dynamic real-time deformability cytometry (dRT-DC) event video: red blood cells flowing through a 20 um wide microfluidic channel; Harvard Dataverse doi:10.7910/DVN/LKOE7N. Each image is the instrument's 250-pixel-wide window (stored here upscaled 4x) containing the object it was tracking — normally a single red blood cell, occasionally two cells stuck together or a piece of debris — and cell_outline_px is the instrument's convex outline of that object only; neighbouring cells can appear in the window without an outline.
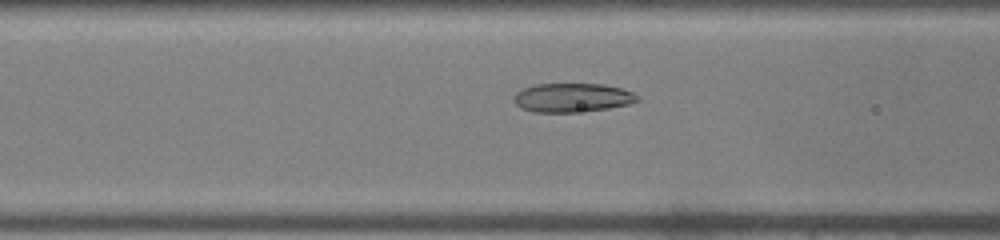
{"species": "common noctule bat (a hibernating species)", "species_latin": "Nyctalus noctula", "temperature_condition": "warm", "stored_images_in_passage": 31, "camera_frame_rate_fps": 3000, "um_per_image_px": 0.085, "animal": {"sex": "male", "body_mass_g": 19.0, "forearm_length_mm": 50.8}, "frame": {"image": 1, "passage_image": 5, "time_ms": 1.333, "image_size_px": [1000, 240], "cell_outline_px": [[640, 100], [628, 104], [608, 108], [572, 112], [536, 112], [520, 108], [512, 100], [512, 96], [516, 92], [524, 88], [536, 84], [604, 84], [620, 88], [632, 92], [640, 96]], "centroid_in_image_um": [48.62, 8.29], "position_along_channel_um": 118.0, "area_um2": 20.81}}
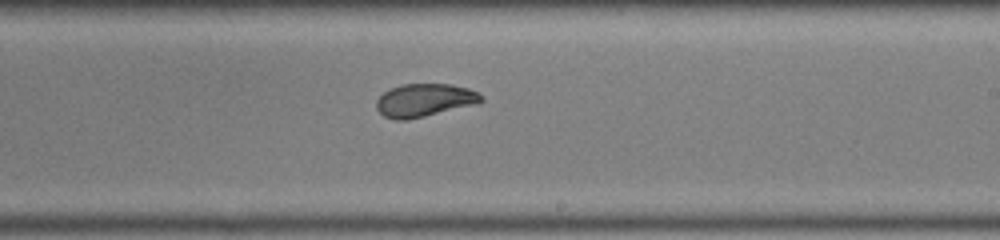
{"frame": {"image": 2, "passage_image": 15, "time_ms": 4.667, "image_size_px": [1000, 240], "cell_outline_px": [[484, 100], [476, 104], [408, 120], [396, 120], [384, 116], [376, 108], [376, 100], [384, 92], [400, 84], [452, 84], [468, 88], [484, 96]], "centroid_in_image_um": [36.08, 8.52], "position_along_channel_um": 252.9, "area_um2": 20.17}}
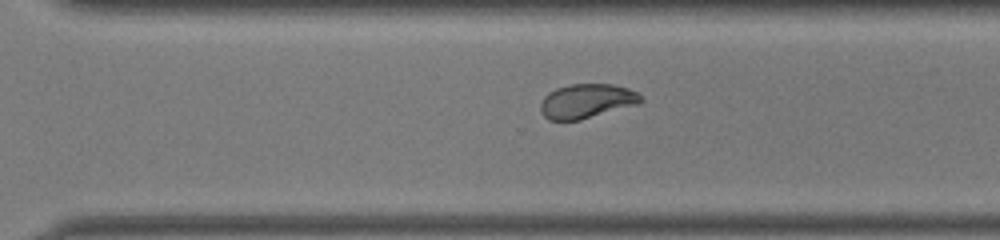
{"frame": {"image": 3, "passage_image": 20, "time_ms": 6.333, "image_size_px": [1000, 240], "cell_outline_px": [[644, 100], [640, 104], [580, 120], [548, 120], [540, 112], [540, 104], [544, 96], [548, 92], [556, 88], [568, 84], [612, 84], [628, 88], [636, 92]], "centroid_in_image_um": [49.86, 8.59], "position_along_channel_um": 320.7, "area_um2": 20.29}, "authors_computed_cell_mechanics": {"area_um2": 20.4034, "velocity_mm_per_s": 4.0634, "shape_relaxation_time_tau1_ms": null, "shape_relaxation_time_tau2_ms": 1.1213, "deformation_change_tau1": null, "deformation_change_tau2": 0.0555}}